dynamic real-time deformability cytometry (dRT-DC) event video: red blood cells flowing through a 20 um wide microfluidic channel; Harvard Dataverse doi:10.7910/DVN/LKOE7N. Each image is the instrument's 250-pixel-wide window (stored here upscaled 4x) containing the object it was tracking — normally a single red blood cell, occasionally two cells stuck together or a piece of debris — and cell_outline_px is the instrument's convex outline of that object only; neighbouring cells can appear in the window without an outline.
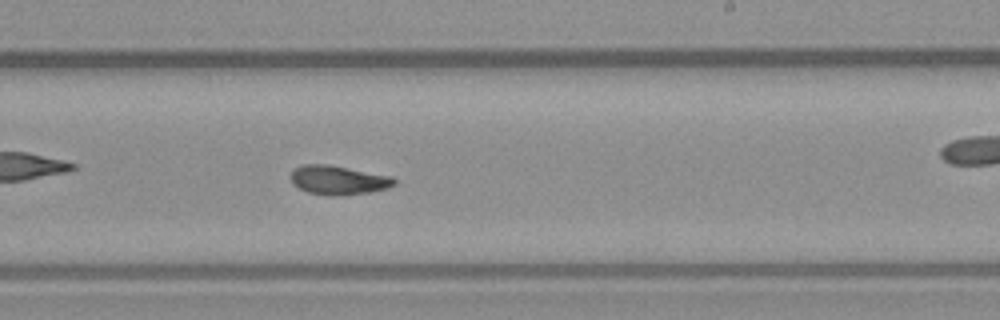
{"species": "common noctule bat (a hibernating species)", "species_latin": "Nyctalus noctula", "temperature_condition": "warm", "stored_images_in_passage": 55, "camera_frame_rate_fps": 3000, "um_per_image_px": 0.085, "animal": {"sex": "male", "body_mass_g": 23.1, "forearm_length_mm": 52.7}, "frame": {"image": 1, "passage_image": 32, "time_ms": 10.333, "image_size_px": [1000, 320], "cell_outline_px": [[396, 184], [388, 188], [368, 192], [340, 196], [328, 196], [308, 192], [292, 184], [288, 176], [296, 168], [304, 164], [328, 164], [392, 176], [396, 180]], "centroid_in_image_um": [28.74, 15.31], "position_along_channel_um": 260.3, "area_um2": 17.69}, "authors_computed_cell_mechanics": {"area_um2": 17.3978, "velocity_mm_per_s": 3.717, "shape_relaxation_time_tau1_ms": null, "shape_relaxation_time_tau2_ms": 3.219, "deformation_change_tau1": null, "deformation_change_tau2": 0.0918}}